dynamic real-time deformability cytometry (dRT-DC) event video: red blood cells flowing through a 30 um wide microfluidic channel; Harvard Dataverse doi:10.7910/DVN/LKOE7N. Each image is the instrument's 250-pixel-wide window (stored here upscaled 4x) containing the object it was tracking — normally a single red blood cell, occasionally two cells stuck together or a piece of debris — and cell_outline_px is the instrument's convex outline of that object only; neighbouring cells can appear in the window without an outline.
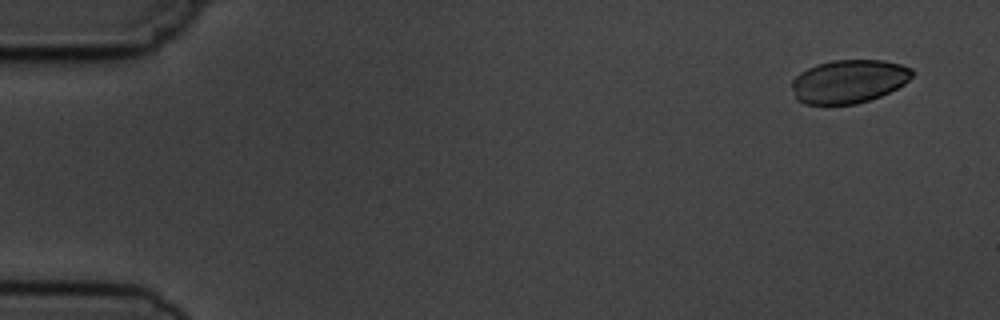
{"species": "common noctule bat (a hibernating species)", "species_latin": "Nyctalus noctula", "temperature_condition": "cold", "stored_images_in_passage": 6, "camera_frame_rate_fps": 3000, "um_per_image_px": 0.085, "animal": {"sex": "male", "body_mass_g": 19.5, "forearm_length_mm": 54.6}, "frame": {"image": 1, "passage_image": 1, "time_ms": 0.0, "image_size_px": [1000, 320], "cell_outline_px": [[912, 76], [904, 84], [880, 96], [856, 104], [804, 104], [796, 100], [792, 88], [792, 80], [800, 72], [816, 64], [832, 60], [884, 60], [900, 64], [912, 68]], "centroid_in_image_um": [72.12, 6.91], "position_along_channel_um": 12.9, "area_um2": 30.4}}